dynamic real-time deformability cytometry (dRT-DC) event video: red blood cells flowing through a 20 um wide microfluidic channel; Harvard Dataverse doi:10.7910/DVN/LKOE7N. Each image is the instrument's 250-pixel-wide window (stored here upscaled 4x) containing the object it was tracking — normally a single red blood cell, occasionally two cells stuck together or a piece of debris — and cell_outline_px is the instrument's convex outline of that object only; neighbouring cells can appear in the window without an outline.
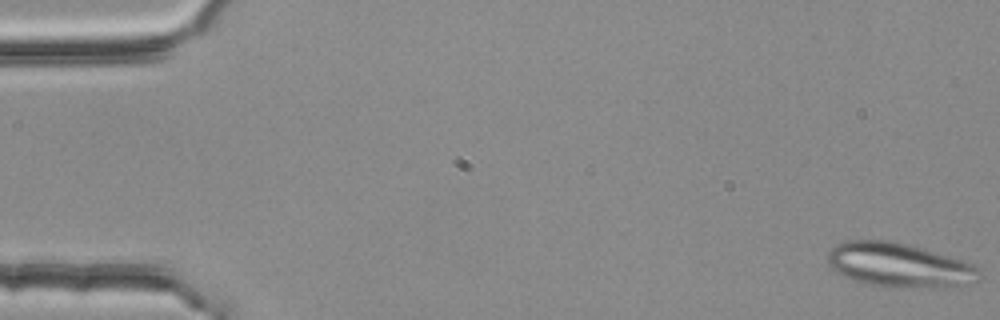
{"species": "common noctule bat (a hibernating species)", "species_latin": "Nyctalus noctula", "temperature_condition": "room temperature", "stored_images_in_passage": 53, "camera_frame_rate_fps": 3000, "um_per_image_px": 0.085, "animal": {"sex": "female", "body_mass_g": 25.1}, "frame": {"image": 1, "passage_image": 1, "time_ms": 0.0, "image_size_px": [1000, 320], "cell_outline_px": [[980, 272], [972, 284], [932, 288], [884, 288], [864, 284], [852, 280], [836, 272], [832, 268], [828, 260], [828, 252], [836, 244], [848, 240], [892, 240], [960, 260], [972, 264], [980, 268]], "centroid_in_image_um": [76.38, 22.56], "position_along_channel_um": 8.6, "area_um2": 39.19}}
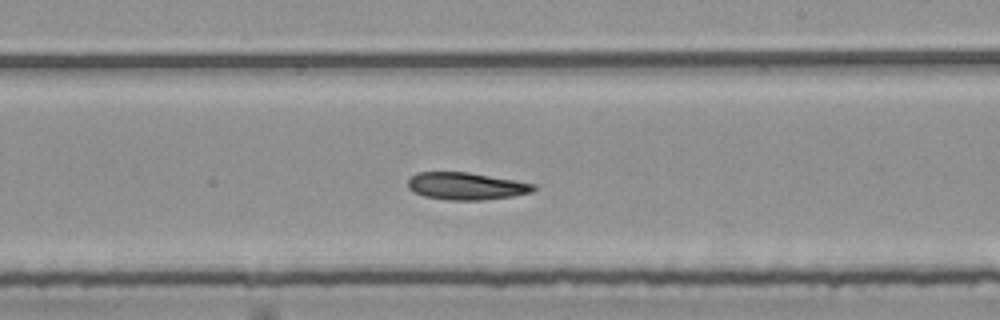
{"frame": {"image": 2, "passage_image": 32, "time_ms": 10.333, "image_size_px": [1000, 320], "cell_outline_px": [[536, 188], [532, 192], [512, 196], [480, 200], [448, 200], [424, 196], [412, 192], [408, 188], [408, 180], [416, 172], [468, 172], [536, 184]], "centroid_in_image_um": [39.59, 15.82], "position_along_channel_um": 249.4, "area_um2": 19.94}}
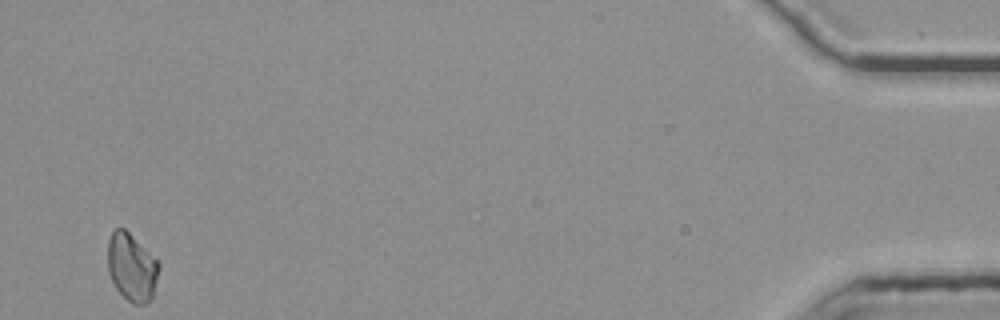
{"frame": {"image": 3, "passage_image": 53, "time_ms": 17.333, "image_size_px": [1000, 320], "cell_outline_px": [[160, 268], [152, 296], [144, 304], [132, 304], [116, 288], [108, 272], [108, 240], [112, 232], [116, 228], [124, 228], [160, 264]], "centroid_in_image_um": [11.18, 22.72], "position_along_channel_um": 424.0, "area_um2": 19.77}}